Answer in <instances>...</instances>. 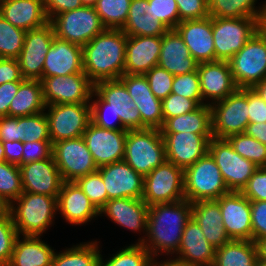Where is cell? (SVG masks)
<instances>
[{"label": "cell", "mask_w": 266, "mask_h": 266, "mask_svg": "<svg viewBox=\"0 0 266 266\" xmlns=\"http://www.w3.org/2000/svg\"><path fill=\"white\" fill-rule=\"evenodd\" d=\"M0 15L26 32L49 23L43 0H3Z\"/></svg>", "instance_id": "obj_31"}, {"label": "cell", "mask_w": 266, "mask_h": 266, "mask_svg": "<svg viewBox=\"0 0 266 266\" xmlns=\"http://www.w3.org/2000/svg\"><path fill=\"white\" fill-rule=\"evenodd\" d=\"M119 79L141 114V129H160L163 126L162 100L152 93L145 75L123 74Z\"/></svg>", "instance_id": "obj_21"}, {"label": "cell", "mask_w": 266, "mask_h": 266, "mask_svg": "<svg viewBox=\"0 0 266 266\" xmlns=\"http://www.w3.org/2000/svg\"><path fill=\"white\" fill-rule=\"evenodd\" d=\"M153 6L155 20L162 22L168 29L179 24V10L176 0H148Z\"/></svg>", "instance_id": "obj_51"}, {"label": "cell", "mask_w": 266, "mask_h": 266, "mask_svg": "<svg viewBox=\"0 0 266 266\" xmlns=\"http://www.w3.org/2000/svg\"><path fill=\"white\" fill-rule=\"evenodd\" d=\"M197 71L203 102L206 105L211 106L215 102L224 100L238 89L228 61L199 63Z\"/></svg>", "instance_id": "obj_24"}, {"label": "cell", "mask_w": 266, "mask_h": 266, "mask_svg": "<svg viewBox=\"0 0 266 266\" xmlns=\"http://www.w3.org/2000/svg\"><path fill=\"white\" fill-rule=\"evenodd\" d=\"M148 209L142 198H116L108 200L99 209V217H107L121 229L136 233L139 237L133 243L141 244L147 232Z\"/></svg>", "instance_id": "obj_16"}, {"label": "cell", "mask_w": 266, "mask_h": 266, "mask_svg": "<svg viewBox=\"0 0 266 266\" xmlns=\"http://www.w3.org/2000/svg\"><path fill=\"white\" fill-rule=\"evenodd\" d=\"M49 22L56 37L80 46L86 45L106 29L95 7L87 6L58 14Z\"/></svg>", "instance_id": "obj_9"}, {"label": "cell", "mask_w": 266, "mask_h": 266, "mask_svg": "<svg viewBox=\"0 0 266 266\" xmlns=\"http://www.w3.org/2000/svg\"><path fill=\"white\" fill-rule=\"evenodd\" d=\"M18 125H21V141H51L49 124L45 112L18 117Z\"/></svg>", "instance_id": "obj_45"}, {"label": "cell", "mask_w": 266, "mask_h": 266, "mask_svg": "<svg viewBox=\"0 0 266 266\" xmlns=\"http://www.w3.org/2000/svg\"><path fill=\"white\" fill-rule=\"evenodd\" d=\"M51 143L82 137L91 122L90 103L46 105Z\"/></svg>", "instance_id": "obj_11"}, {"label": "cell", "mask_w": 266, "mask_h": 266, "mask_svg": "<svg viewBox=\"0 0 266 266\" xmlns=\"http://www.w3.org/2000/svg\"><path fill=\"white\" fill-rule=\"evenodd\" d=\"M8 212V205L6 202L0 197V216Z\"/></svg>", "instance_id": "obj_66"}, {"label": "cell", "mask_w": 266, "mask_h": 266, "mask_svg": "<svg viewBox=\"0 0 266 266\" xmlns=\"http://www.w3.org/2000/svg\"><path fill=\"white\" fill-rule=\"evenodd\" d=\"M5 150V161L7 163L22 165L23 142L22 141H3Z\"/></svg>", "instance_id": "obj_61"}, {"label": "cell", "mask_w": 266, "mask_h": 266, "mask_svg": "<svg viewBox=\"0 0 266 266\" xmlns=\"http://www.w3.org/2000/svg\"><path fill=\"white\" fill-rule=\"evenodd\" d=\"M179 23L183 20L203 19L209 16L207 0H176Z\"/></svg>", "instance_id": "obj_53"}, {"label": "cell", "mask_w": 266, "mask_h": 266, "mask_svg": "<svg viewBox=\"0 0 266 266\" xmlns=\"http://www.w3.org/2000/svg\"><path fill=\"white\" fill-rule=\"evenodd\" d=\"M171 93L193 99L199 105H204L198 71L183 75H175L172 82Z\"/></svg>", "instance_id": "obj_46"}, {"label": "cell", "mask_w": 266, "mask_h": 266, "mask_svg": "<svg viewBox=\"0 0 266 266\" xmlns=\"http://www.w3.org/2000/svg\"><path fill=\"white\" fill-rule=\"evenodd\" d=\"M215 251L191 218L184 227L179 250L170 260L183 266H213Z\"/></svg>", "instance_id": "obj_25"}, {"label": "cell", "mask_w": 266, "mask_h": 266, "mask_svg": "<svg viewBox=\"0 0 266 266\" xmlns=\"http://www.w3.org/2000/svg\"><path fill=\"white\" fill-rule=\"evenodd\" d=\"M18 232L9 211L0 216V266H7L13 253Z\"/></svg>", "instance_id": "obj_48"}, {"label": "cell", "mask_w": 266, "mask_h": 266, "mask_svg": "<svg viewBox=\"0 0 266 266\" xmlns=\"http://www.w3.org/2000/svg\"><path fill=\"white\" fill-rule=\"evenodd\" d=\"M57 217L70 227H81L99 219V210L75 181L63 182L57 197Z\"/></svg>", "instance_id": "obj_19"}, {"label": "cell", "mask_w": 266, "mask_h": 266, "mask_svg": "<svg viewBox=\"0 0 266 266\" xmlns=\"http://www.w3.org/2000/svg\"><path fill=\"white\" fill-rule=\"evenodd\" d=\"M48 20L54 16L77 9L82 5L81 0H43Z\"/></svg>", "instance_id": "obj_58"}, {"label": "cell", "mask_w": 266, "mask_h": 266, "mask_svg": "<svg viewBox=\"0 0 266 266\" xmlns=\"http://www.w3.org/2000/svg\"><path fill=\"white\" fill-rule=\"evenodd\" d=\"M22 165L49 159L53 153L51 141L23 142Z\"/></svg>", "instance_id": "obj_54"}, {"label": "cell", "mask_w": 266, "mask_h": 266, "mask_svg": "<svg viewBox=\"0 0 266 266\" xmlns=\"http://www.w3.org/2000/svg\"><path fill=\"white\" fill-rule=\"evenodd\" d=\"M182 36L191 56L198 62L215 61L212 18L183 20L175 28Z\"/></svg>", "instance_id": "obj_27"}, {"label": "cell", "mask_w": 266, "mask_h": 266, "mask_svg": "<svg viewBox=\"0 0 266 266\" xmlns=\"http://www.w3.org/2000/svg\"><path fill=\"white\" fill-rule=\"evenodd\" d=\"M102 247L97 238L76 245L73 243L69 248L55 251L52 266H98Z\"/></svg>", "instance_id": "obj_38"}, {"label": "cell", "mask_w": 266, "mask_h": 266, "mask_svg": "<svg viewBox=\"0 0 266 266\" xmlns=\"http://www.w3.org/2000/svg\"><path fill=\"white\" fill-rule=\"evenodd\" d=\"M252 89L266 102V77L254 85Z\"/></svg>", "instance_id": "obj_64"}, {"label": "cell", "mask_w": 266, "mask_h": 266, "mask_svg": "<svg viewBox=\"0 0 266 266\" xmlns=\"http://www.w3.org/2000/svg\"><path fill=\"white\" fill-rule=\"evenodd\" d=\"M23 193L20 167L0 162V197L9 206Z\"/></svg>", "instance_id": "obj_44"}, {"label": "cell", "mask_w": 266, "mask_h": 266, "mask_svg": "<svg viewBox=\"0 0 266 266\" xmlns=\"http://www.w3.org/2000/svg\"><path fill=\"white\" fill-rule=\"evenodd\" d=\"M84 73L82 46L54 37L46 54L42 77Z\"/></svg>", "instance_id": "obj_28"}, {"label": "cell", "mask_w": 266, "mask_h": 266, "mask_svg": "<svg viewBox=\"0 0 266 266\" xmlns=\"http://www.w3.org/2000/svg\"><path fill=\"white\" fill-rule=\"evenodd\" d=\"M82 137L98 168L124 160L127 130H109L90 122Z\"/></svg>", "instance_id": "obj_18"}, {"label": "cell", "mask_w": 266, "mask_h": 266, "mask_svg": "<svg viewBox=\"0 0 266 266\" xmlns=\"http://www.w3.org/2000/svg\"><path fill=\"white\" fill-rule=\"evenodd\" d=\"M165 143L166 161L185 170L208 152L213 134L161 133Z\"/></svg>", "instance_id": "obj_20"}, {"label": "cell", "mask_w": 266, "mask_h": 266, "mask_svg": "<svg viewBox=\"0 0 266 266\" xmlns=\"http://www.w3.org/2000/svg\"><path fill=\"white\" fill-rule=\"evenodd\" d=\"M211 18H266V0H207Z\"/></svg>", "instance_id": "obj_36"}, {"label": "cell", "mask_w": 266, "mask_h": 266, "mask_svg": "<svg viewBox=\"0 0 266 266\" xmlns=\"http://www.w3.org/2000/svg\"><path fill=\"white\" fill-rule=\"evenodd\" d=\"M244 133L266 145V123H249Z\"/></svg>", "instance_id": "obj_62"}, {"label": "cell", "mask_w": 266, "mask_h": 266, "mask_svg": "<svg viewBox=\"0 0 266 266\" xmlns=\"http://www.w3.org/2000/svg\"><path fill=\"white\" fill-rule=\"evenodd\" d=\"M131 0H98L96 13L103 25L110 29H121L128 18Z\"/></svg>", "instance_id": "obj_41"}, {"label": "cell", "mask_w": 266, "mask_h": 266, "mask_svg": "<svg viewBox=\"0 0 266 266\" xmlns=\"http://www.w3.org/2000/svg\"><path fill=\"white\" fill-rule=\"evenodd\" d=\"M161 133L212 134V111L210 105H200L186 114L166 119Z\"/></svg>", "instance_id": "obj_35"}, {"label": "cell", "mask_w": 266, "mask_h": 266, "mask_svg": "<svg viewBox=\"0 0 266 266\" xmlns=\"http://www.w3.org/2000/svg\"><path fill=\"white\" fill-rule=\"evenodd\" d=\"M124 161L142 176L162 165L166 152L160 129L127 130Z\"/></svg>", "instance_id": "obj_5"}, {"label": "cell", "mask_w": 266, "mask_h": 266, "mask_svg": "<svg viewBox=\"0 0 266 266\" xmlns=\"http://www.w3.org/2000/svg\"><path fill=\"white\" fill-rule=\"evenodd\" d=\"M249 123H266V102L252 89L247 88Z\"/></svg>", "instance_id": "obj_56"}, {"label": "cell", "mask_w": 266, "mask_h": 266, "mask_svg": "<svg viewBox=\"0 0 266 266\" xmlns=\"http://www.w3.org/2000/svg\"><path fill=\"white\" fill-rule=\"evenodd\" d=\"M238 88H252L266 77V27L263 25L228 61Z\"/></svg>", "instance_id": "obj_7"}, {"label": "cell", "mask_w": 266, "mask_h": 266, "mask_svg": "<svg viewBox=\"0 0 266 266\" xmlns=\"http://www.w3.org/2000/svg\"><path fill=\"white\" fill-rule=\"evenodd\" d=\"M52 155L64 182L98 170L83 137L53 143Z\"/></svg>", "instance_id": "obj_14"}, {"label": "cell", "mask_w": 266, "mask_h": 266, "mask_svg": "<svg viewBox=\"0 0 266 266\" xmlns=\"http://www.w3.org/2000/svg\"><path fill=\"white\" fill-rule=\"evenodd\" d=\"M247 88H238L224 100L211 105L212 134L217 139L244 133L249 124Z\"/></svg>", "instance_id": "obj_10"}, {"label": "cell", "mask_w": 266, "mask_h": 266, "mask_svg": "<svg viewBox=\"0 0 266 266\" xmlns=\"http://www.w3.org/2000/svg\"><path fill=\"white\" fill-rule=\"evenodd\" d=\"M45 107L41 81L23 79L15 98L10 104L8 116L33 115L45 111Z\"/></svg>", "instance_id": "obj_37"}, {"label": "cell", "mask_w": 266, "mask_h": 266, "mask_svg": "<svg viewBox=\"0 0 266 266\" xmlns=\"http://www.w3.org/2000/svg\"><path fill=\"white\" fill-rule=\"evenodd\" d=\"M254 243L258 260L266 262V238L255 240Z\"/></svg>", "instance_id": "obj_63"}, {"label": "cell", "mask_w": 266, "mask_h": 266, "mask_svg": "<svg viewBox=\"0 0 266 266\" xmlns=\"http://www.w3.org/2000/svg\"><path fill=\"white\" fill-rule=\"evenodd\" d=\"M108 199H140L144 192V176L134 171L124 160L98 168Z\"/></svg>", "instance_id": "obj_23"}, {"label": "cell", "mask_w": 266, "mask_h": 266, "mask_svg": "<svg viewBox=\"0 0 266 266\" xmlns=\"http://www.w3.org/2000/svg\"><path fill=\"white\" fill-rule=\"evenodd\" d=\"M54 37V28L50 22L26 32L23 48L17 58L23 79H42L44 61Z\"/></svg>", "instance_id": "obj_17"}, {"label": "cell", "mask_w": 266, "mask_h": 266, "mask_svg": "<svg viewBox=\"0 0 266 266\" xmlns=\"http://www.w3.org/2000/svg\"><path fill=\"white\" fill-rule=\"evenodd\" d=\"M192 218L215 249L230 241L223 225L219 203L216 200L192 203Z\"/></svg>", "instance_id": "obj_33"}, {"label": "cell", "mask_w": 266, "mask_h": 266, "mask_svg": "<svg viewBox=\"0 0 266 266\" xmlns=\"http://www.w3.org/2000/svg\"><path fill=\"white\" fill-rule=\"evenodd\" d=\"M75 182L98 210L109 200L104 182L98 170L79 177Z\"/></svg>", "instance_id": "obj_47"}, {"label": "cell", "mask_w": 266, "mask_h": 266, "mask_svg": "<svg viewBox=\"0 0 266 266\" xmlns=\"http://www.w3.org/2000/svg\"><path fill=\"white\" fill-rule=\"evenodd\" d=\"M23 192L58 197L63 179L53 155L46 160L20 165Z\"/></svg>", "instance_id": "obj_26"}, {"label": "cell", "mask_w": 266, "mask_h": 266, "mask_svg": "<svg viewBox=\"0 0 266 266\" xmlns=\"http://www.w3.org/2000/svg\"><path fill=\"white\" fill-rule=\"evenodd\" d=\"M45 105L90 103L94 84L85 73L42 77Z\"/></svg>", "instance_id": "obj_15"}, {"label": "cell", "mask_w": 266, "mask_h": 266, "mask_svg": "<svg viewBox=\"0 0 266 266\" xmlns=\"http://www.w3.org/2000/svg\"><path fill=\"white\" fill-rule=\"evenodd\" d=\"M191 218L192 203L186 199L150 206L141 244L155 260H170L178 252L184 227Z\"/></svg>", "instance_id": "obj_1"}, {"label": "cell", "mask_w": 266, "mask_h": 266, "mask_svg": "<svg viewBox=\"0 0 266 266\" xmlns=\"http://www.w3.org/2000/svg\"><path fill=\"white\" fill-rule=\"evenodd\" d=\"M255 266H266V262L265 261L257 260V263H256Z\"/></svg>", "instance_id": "obj_69"}, {"label": "cell", "mask_w": 266, "mask_h": 266, "mask_svg": "<svg viewBox=\"0 0 266 266\" xmlns=\"http://www.w3.org/2000/svg\"><path fill=\"white\" fill-rule=\"evenodd\" d=\"M198 64L176 29H169L162 36L159 67L175 76L197 71Z\"/></svg>", "instance_id": "obj_30"}, {"label": "cell", "mask_w": 266, "mask_h": 266, "mask_svg": "<svg viewBox=\"0 0 266 266\" xmlns=\"http://www.w3.org/2000/svg\"><path fill=\"white\" fill-rule=\"evenodd\" d=\"M252 241L266 238V201H250Z\"/></svg>", "instance_id": "obj_55"}, {"label": "cell", "mask_w": 266, "mask_h": 266, "mask_svg": "<svg viewBox=\"0 0 266 266\" xmlns=\"http://www.w3.org/2000/svg\"><path fill=\"white\" fill-rule=\"evenodd\" d=\"M26 31L13 26L0 15V58L17 59L24 45Z\"/></svg>", "instance_id": "obj_43"}, {"label": "cell", "mask_w": 266, "mask_h": 266, "mask_svg": "<svg viewBox=\"0 0 266 266\" xmlns=\"http://www.w3.org/2000/svg\"><path fill=\"white\" fill-rule=\"evenodd\" d=\"M18 236L44 237L57 217V197L23 192L9 206Z\"/></svg>", "instance_id": "obj_4"}, {"label": "cell", "mask_w": 266, "mask_h": 266, "mask_svg": "<svg viewBox=\"0 0 266 266\" xmlns=\"http://www.w3.org/2000/svg\"><path fill=\"white\" fill-rule=\"evenodd\" d=\"M257 260L254 241L230 240L216 249L213 266H255Z\"/></svg>", "instance_id": "obj_39"}, {"label": "cell", "mask_w": 266, "mask_h": 266, "mask_svg": "<svg viewBox=\"0 0 266 266\" xmlns=\"http://www.w3.org/2000/svg\"><path fill=\"white\" fill-rule=\"evenodd\" d=\"M162 36H127L124 74L147 73L158 65Z\"/></svg>", "instance_id": "obj_29"}, {"label": "cell", "mask_w": 266, "mask_h": 266, "mask_svg": "<svg viewBox=\"0 0 266 266\" xmlns=\"http://www.w3.org/2000/svg\"><path fill=\"white\" fill-rule=\"evenodd\" d=\"M228 193L219 167L209 152L184 170V195L189 202L217 200Z\"/></svg>", "instance_id": "obj_6"}, {"label": "cell", "mask_w": 266, "mask_h": 266, "mask_svg": "<svg viewBox=\"0 0 266 266\" xmlns=\"http://www.w3.org/2000/svg\"><path fill=\"white\" fill-rule=\"evenodd\" d=\"M223 225L230 240H251L252 223L250 200L241 192H229L216 200Z\"/></svg>", "instance_id": "obj_22"}, {"label": "cell", "mask_w": 266, "mask_h": 266, "mask_svg": "<svg viewBox=\"0 0 266 266\" xmlns=\"http://www.w3.org/2000/svg\"><path fill=\"white\" fill-rule=\"evenodd\" d=\"M121 30L127 36H163L169 29L155 20L148 0H131L128 18Z\"/></svg>", "instance_id": "obj_34"}, {"label": "cell", "mask_w": 266, "mask_h": 266, "mask_svg": "<svg viewBox=\"0 0 266 266\" xmlns=\"http://www.w3.org/2000/svg\"><path fill=\"white\" fill-rule=\"evenodd\" d=\"M147 78L149 87L156 98L163 100L172 90L174 75L167 70L157 66L151 68L144 74Z\"/></svg>", "instance_id": "obj_49"}, {"label": "cell", "mask_w": 266, "mask_h": 266, "mask_svg": "<svg viewBox=\"0 0 266 266\" xmlns=\"http://www.w3.org/2000/svg\"><path fill=\"white\" fill-rule=\"evenodd\" d=\"M98 0H81L83 6L95 7Z\"/></svg>", "instance_id": "obj_67"}, {"label": "cell", "mask_w": 266, "mask_h": 266, "mask_svg": "<svg viewBox=\"0 0 266 266\" xmlns=\"http://www.w3.org/2000/svg\"><path fill=\"white\" fill-rule=\"evenodd\" d=\"M199 106L193 99L170 93L162 100L163 123L166 119L192 112Z\"/></svg>", "instance_id": "obj_50"}, {"label": "cell", "mask_w": 266, "mask_h": 266, "mask_svg": "<svg viewBox=\"0 0 266 266\" xmlns=\"http://www.w3.org/2000/svg\"><path fill=\"white\" fill-rule=\"evenodd\" d=\"M152 266H183L172 260H155Z\"/></svg>", "instance_id": "obj_65"}, {"label": "cell", "mask_w": 266, "mask_h": 266, "mask_svg": "<svg viewBox=\"0 0 266 266\" xmlns=\"http://www.w3.org/2000/svg\"><path fill=\"white\" fill-rule=\"evenodd\" d=\"M250 201H266V167H258L241 191Z\"/></svg>", "instance_id": "obj_52"}, {"label": "cell", "mask_w": 266, "mask_h": 266, "mask_svg": "<svg viewBox=\"0 0 266 266\" xmlns=\"http://www.w3.org/2000/svg\"><path fill=\"white\" fill-rule=\"evenodd\" d=\"M143 201L150 207L185 199L184 170L165 161L144 176Z\"/></svg>", "instance_id": "obj_12"}, {"label": "cell", "mask_w": 266, "mask_h": 266, "mask_svg": "<svg viewBox=\"0 0 266 266\" xmlns=\"http://www.w3.org/2000/svg\"><path fill=\"white\" fill-rule=\"evenodd\" d=\"M5 161V150L3 147V141L0 139V162Z\"/></svg>", "instance_id": "obj_68"}, {"label": "cell", "mask_w": 266, "mask_h": 266, "mask_svg": "<svg viewBox=\"0 0 266 266\" xmlns=\"http://www.w3.org/2000/svg\"><path fill=\"white\" fill-rule=\"evenodd\" d=\"M265 21L266 18H212L215 61H229Z\"/></svg>", "instance_id": "obj_8"}, {"label": "cell", "mask_w": 266, "mask_h": 266, "mask_svg": "<svg viewBox=\"0 0 266 266\" xmlns=\"http://www.w3.org/2000/svg\"><path fill=\"white\" fill-rule=\"evenodd\" d=\"M17 59L0 58V85L6 82L22 81Z\"/></svg>", "instance_id": "obj_59"}, {"label": "cell", "mask_w": 266, "mask_h": 266, "mask_svg": "<svg viewBox=\"0 0 266 266\" xmlns=\"http://www.w3.org/2000/svg\"><path fill=\"white\" fill-rule=\"evenodd\" d=\"M0 139L2 141H21V125H18V117H0Z\"/></svg>", "instance_id": "obj_57"}, {"label": "cell", "mask_w": 266, "mask_h": 266, "mask_svg": "<svg viewBox=\"0 0 266 266\" xmlns=\"http://www.w3.org/2000/svg\"><path fill=\"white\" fill-rule=\"evenodd\" d=\"M42 238L18 236L7 266H52L56 249Z\"/></svg>", "instance_id": "obj_32"}, {"label": "cell", "mask_w": 266, "mask_h": 266, "mask_svg": "<svg viewBox=\"0 0 266 266\" xmlns=\"http://www.w3.org/2000/svg\"><path fill=\"white\" fill-rule=\"evenodd\" d=\"M126 41L121 29L106 28L82 46L84 73L93 84L124 74Z\"/></svg>", "instance_id": "obj_3"}, {"label": "cell", "mask_w": 266, "mask_h": 266, "mask_svg": "<svg viewBox=\"0 0 266 266\" xmlns=\"http://www.w3.org/2000/svg\"><path fill=\"white\" fill-rule=\"evenodd\" d=\"M208 152L214 158L229 192H241L257 166L235 152L227 139L212 138Z\"/></svg>", "instance_id": "obj_13"}, {"label": "cell", "mask_w": 266, "mask_h": 266, "mask_svg": "<svg viewBox=\"0 0 266 266\" xmlns=\"http://www.w3.org/2000/svg\"><path fill=\"white\" fill-rule=\"evenodd\" d=\"M91 122L109 130H141V114L120 79L94 84Z\"/></svg>", "instance_id": "obj_2"}, {"label": "cell", "mask_w": 266, "mask_h": 266, "mask_svg": "<svg viewBox=\"0 0 266 266\" xmlns=\"http://www.w3.org/2000/svg\"><path fill=\"white\" fill-rule=\"evenodd\" d=\"M101 249L98 266H152L155 259L139 243L125 244L113 254L105 255ZM106 257V258H105Z\"/></svg>", "instance_id": "obj_40"}, {"label": "cell", "mask_w": 266, "mask_h": 266, "mask_svg": "<svg viewBox=\"0 0 266 266\" xmlns=\"http://www.w3.org/2000/svg\"><path fill=\"white\" fill-rule=\"evenodd\" d=\"M20 85L21 81L6 82L0 85V117L8 116L10 104Z\"/></svg>", "instance_id": "obj_60"}, {"label": "cell", "mask_w": 266, "mask_h": 266, "mask_svg": "<svg viewBox=\"0 0 266 266\" xmlns=\"http://www.w3.org/2000/svg\"><path fill=\"white\" fill-rule=\"evenodd\" d=\"M227 140L240 156L257 167H266V145L245 133L231 135Z\"/></svg>", "instance_id": "obj_42"}]
</instances>
